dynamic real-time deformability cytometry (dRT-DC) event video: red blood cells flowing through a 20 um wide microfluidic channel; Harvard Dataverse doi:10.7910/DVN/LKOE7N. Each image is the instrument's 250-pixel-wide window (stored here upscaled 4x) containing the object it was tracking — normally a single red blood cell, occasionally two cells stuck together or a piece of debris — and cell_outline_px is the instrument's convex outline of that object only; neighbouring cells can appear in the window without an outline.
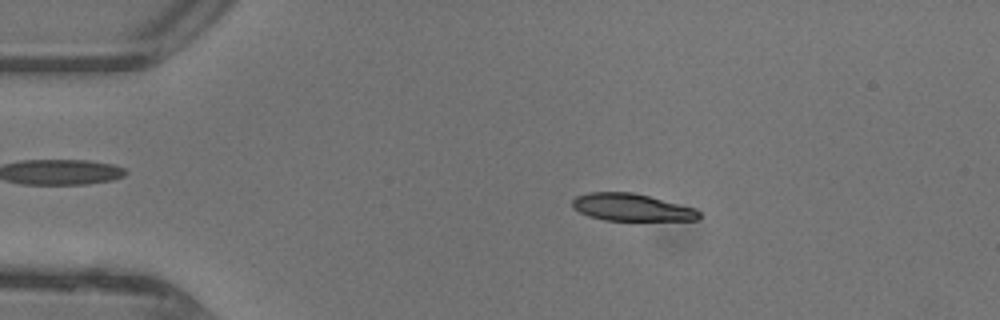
{"species": "common noctule bat (a hibernating species)", "species_latin": "Nyctalus noctula", "temperature_condition": "warm", "stored_images_in_passage": 45, "camera_frame_rate_fps": 3000, "um_per_image_px": 0.085, "animal": {"sex": "female"}, "frame": {"image": 1, "passage_image": 8, "time_ms": 2.333, "image_size_px": [1000, 320], "cell_outline_px": [[700, 220], [604, 220], [588, 216], [572, 208], [572, 200], [576, 196], [588, 192], [632, 192], [696, 208], [700, 212]], "centroid_in_image_um": [53.67, 17.62], "position_along_channel_um": 31.3, "area_um2": 20.17}}
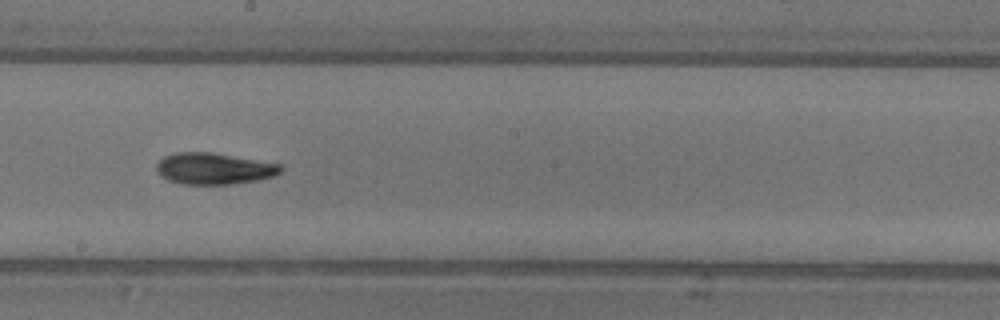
{"frame": {"image": 2, "passage_image": 25, "time_ms": 8.0, "image_size_px": [1000, 320], "cell_outline_px": [[284, 168], [280, 172], [272, 176], [256, 180], [232, 184], [184, 184], [168, 180], [156, 172], [156, 164], [164, 156], [176, 152], [212, 152], [280, 164]], "centroid_in_image_um": [18.16, 14.32], "position_along_channel_um": 230.0, "area_um2": 22.66}}
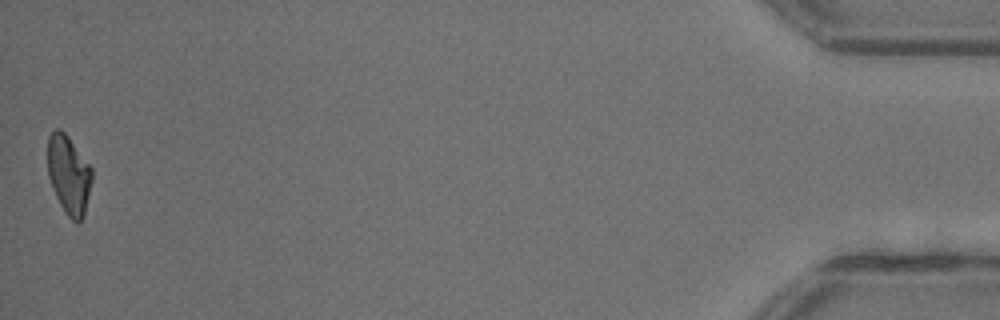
{"frame": {"image": 3, "passage_image": 45, "time_ms": 14.667, "image_size_px": [1000, 320], "cell_outline_px": [[92, 180], [84, 216], [76, 224], [68, 216], [60, 204], [56, 196], [48, 176], [48, 136], [56, 128], [60, 128], [68, 136], [92, 168]], "centroid_in_image_um": [5.85, 14.84], "position_along_channel_um": 429.4, "area_um2": 20.23}, "authors_computed_cell_mechanics": {"area_um2": 21.675, "velocity_mm_per_s": 4.4744, "shape_relaxation_time_tau1_ms": 7.7551, "shape_relaxation_time_tau2_ms": 6.4244, "deformation_change_tau1": 0.2658, "deformation_change_tau2": 0.1582}}